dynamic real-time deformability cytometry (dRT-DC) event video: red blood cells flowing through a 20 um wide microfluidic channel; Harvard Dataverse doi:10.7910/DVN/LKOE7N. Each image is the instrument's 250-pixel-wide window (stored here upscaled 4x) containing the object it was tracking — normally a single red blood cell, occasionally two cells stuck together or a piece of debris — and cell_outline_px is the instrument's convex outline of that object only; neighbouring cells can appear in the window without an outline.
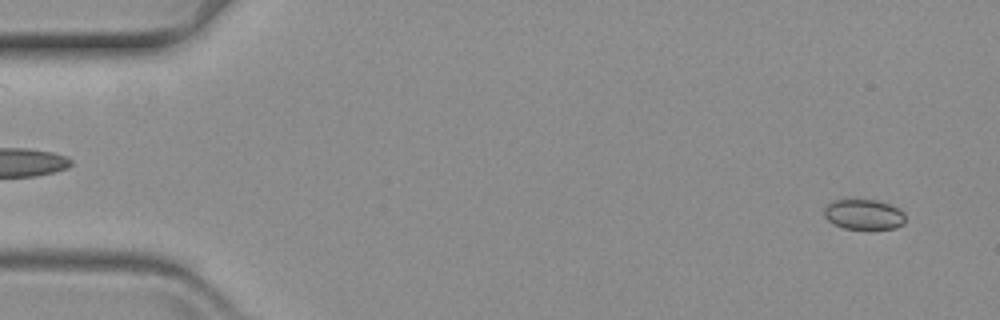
{"species": "common noctule bat (a hibernating species)", "species_latin": "Nyctalus noctula", "temperature_condition": "warm", "stored_images_in_passage": 60, "camera_frame_rate_fps": 3000, "um_per_image_px": 0.085, "animal": {"sex": "female", "body_mass_g": 19.3, "forearm_length_mm": 54.1}, "frame": {"image": 1, "passage_image": 3, "time_ms": 0.667, "image_size_px": [1000, 320], "cell_outline_px": [[904, 224], [896, 228], [844, 228], [828, 220], [824, 216], [824, 208], [832, 200], [876, 200], [900, 208], [904, 212]], "centroid_in_image_um": [73.43, 18.21], "position_along_channel_um": 11.6, "area_um2": 14.1}}
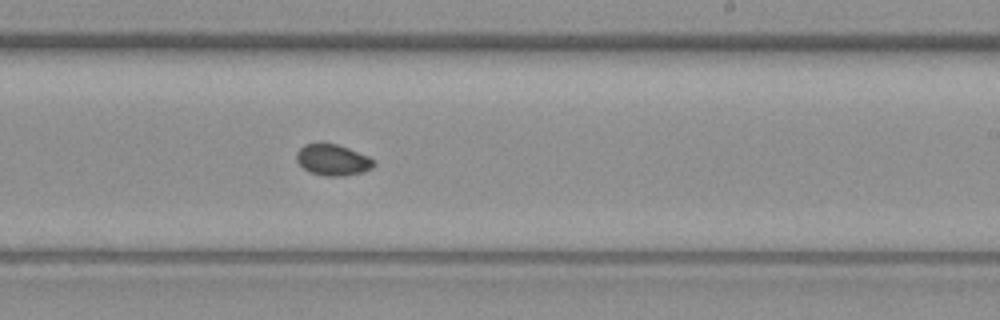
{"frame": {"image": 2, "passage_image": 36, "time_ms": 11.667, "image_size_px": [1000, 320], "cell_outline_px": [[376, 164], [372, 168], [364, 172], [344, 176], [324, 176], [308, 172], [296, 160], [296, 152], [304, 144], [320, 140], [336, 144], [348, 148], [368, 156], [376, 160]], "centroid_in_image_um": [28.27, 13.57], "position_along_channel_um": 260.7, "area_um2": 14.57}}
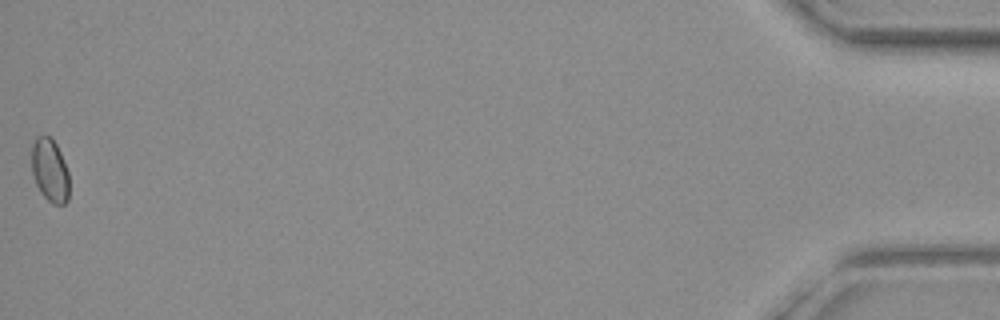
{"frame": {"image": 3, "passage_image": 60, "time_ms": 19.667, "image_size_px": [1000, 320], "cell_outline_px": [[68, 200], [64, 204], [52, 204], [40, 192], [36, 184], [32, 172], [32, 144], [36, 136], [52, 136], [60, 152], [68, 172]], "centroid_in_image_um": [4.23, 14.46], "position_along_channel_um": 431.0, "area_um2": 13.81}}